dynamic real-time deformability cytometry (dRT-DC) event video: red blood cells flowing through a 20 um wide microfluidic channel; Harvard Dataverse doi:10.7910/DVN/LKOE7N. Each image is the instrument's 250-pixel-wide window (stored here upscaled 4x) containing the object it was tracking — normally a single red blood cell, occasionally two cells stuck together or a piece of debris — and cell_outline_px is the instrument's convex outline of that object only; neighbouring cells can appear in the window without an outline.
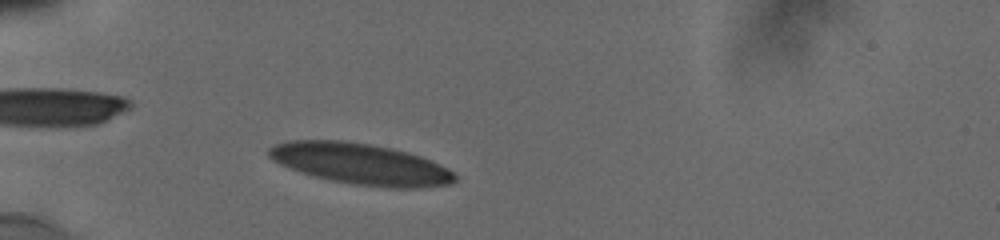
{"species": "human", "species_latin": "Homo sapiens", "temperature_condition": "cold", "stored_images_in_passage": 54, "camera_frame_rate_fps": 3000, "um_per_image_px": 0.085, "donor": {"sex": "male"}, "frame": {"image": 1, "passage_image": 8, "time_ms": 1.667, "image_size_px": [1000, 240], "cell_outline_px": [[456, 180], [452, 184], [420, 188], [388, 188], [352, 184], [312, 176], [300, 172], [280, 164], [272, 160], [268, 156], [268, 148], [284, 140], [344, 140], [372, 144], [392, 148], [408, 152], [420, 156], [448, 168], [456, 176]], "centroid_in_image_um": [30.64, 13.93], "position_along_channel_um": 54.4, "area_um2": 44.85}}
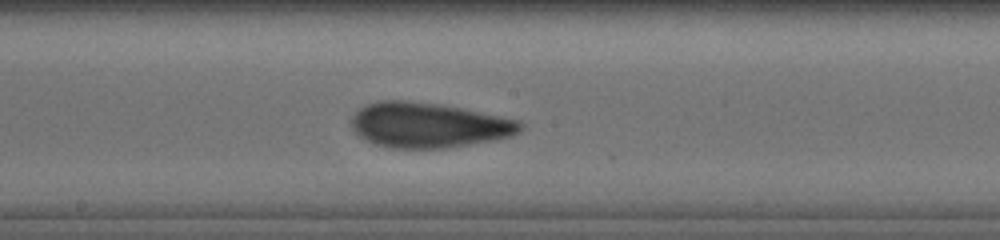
{"frame": {"image": 2, "passage_image": 26, "time_ms": 6.333, "image_size_px": [1000, 240], "cell_outline_px": [[524, 128], [520, 132], [512, 136], [496, 140], [444, 148], [392, 148], [372, 144], [364, 140], [352, 128], [352, 116], [364, 104], [380, 100], [404, 100], [436, 104], [460, 108], [520, 120], [524, 124]], "centroid_in_image_um": [36.43, 10.64], "position_along_channel_um": 211.8, "area_um2": 44.51}}
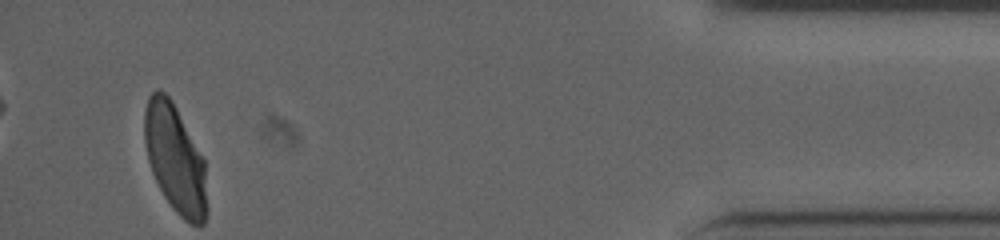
{"frame": {"image": 3, "passage_image": 54, "time_ms": 13.333, "image_size_px": [1000, 240], "cell_outline_px": [[208, 208], [204, 224], [192, 224], [184, 220], [172, 208], [164, 196], [152, 172], [148, 160], [144, 140], [144, 112], [148, 96], [156, 88], [164, 92], [172, 100], [204, 160]], "centroid_in_image_um": [14.88, 13.5], "position_along_channel_um": 420.3, "area_um2": 39.36}, "authors_computed_cell_mechanics": {"area_um2": 43.3211, "velocity_mm_per_s": 3.8313, "shape_relaxation_time_tau1_ms": 8.3543, "shape_relaxation_time_tau2_ms": 1.2821, "deformation_change_tau1": 0.2037, "deformation_change_tau2": 0.0737}}